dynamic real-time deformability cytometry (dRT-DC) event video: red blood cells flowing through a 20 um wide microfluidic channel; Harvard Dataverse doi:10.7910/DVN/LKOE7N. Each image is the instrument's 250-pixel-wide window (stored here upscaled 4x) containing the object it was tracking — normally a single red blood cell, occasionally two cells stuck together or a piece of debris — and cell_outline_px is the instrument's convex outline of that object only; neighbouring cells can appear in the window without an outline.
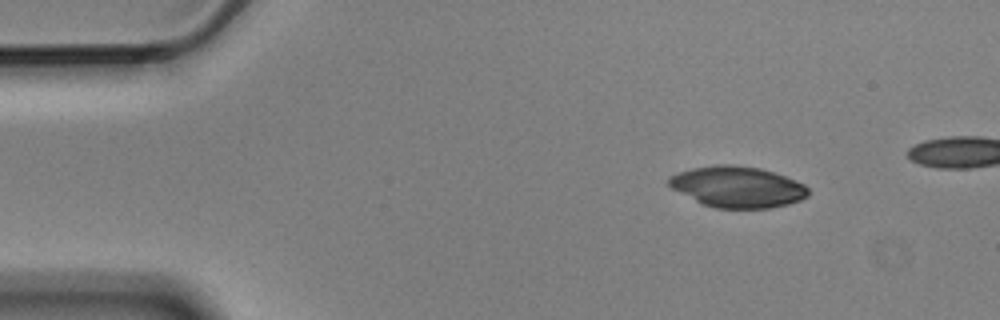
{"species": "Egyptian fruit bat (a non-hibernating species)", "species_latin": "Rousettus aegyptiacus", "temperature_condition": "cold", "stored_images_in_passage": 5, "camera_frame_rate_fps": 3000, "um_per_image_px": 0.085, "animal": {"sex": "male"}, "frame": {"image": 1, "passage_image": 1, "time_ms": 0.0, "image_size_px": [1000, 320], "cell_outline_px": [[808, 196], [800, 200], [788, 204], [768, 208], [716, 208], [704, 204], [672, 188], [668, 184], [668, 176], [692, 168], [716, 164], [732, 164], [760, 168], [784, 176], [804, 184], [808, 188]], "centroid_in_image_um": [62.69, 15.88], "position_along_channel_um": 22.3, "area_um2": 33.06}}